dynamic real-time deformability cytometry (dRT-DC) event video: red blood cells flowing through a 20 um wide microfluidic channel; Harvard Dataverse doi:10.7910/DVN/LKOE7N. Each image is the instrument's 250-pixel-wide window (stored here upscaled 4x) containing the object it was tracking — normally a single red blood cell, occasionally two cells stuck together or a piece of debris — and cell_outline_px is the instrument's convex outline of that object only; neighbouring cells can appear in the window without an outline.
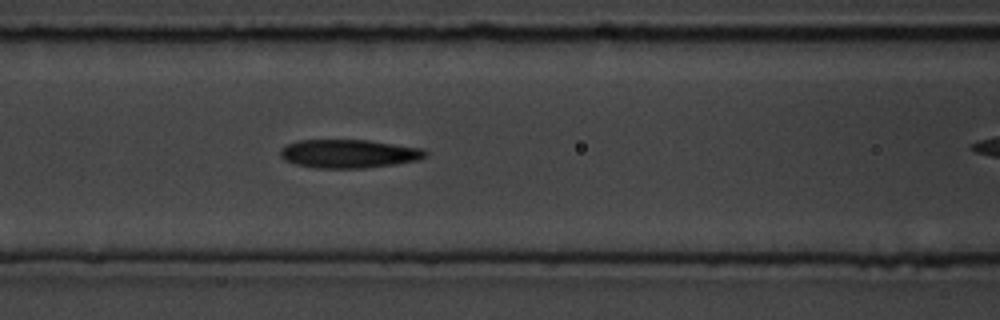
{"species": "common noctule bat (a hibernating species)", "species_latin": "Nyctalus noctula", "temperature_condition": "room temperature", "stored_images_in_passage": 31, "camera_frame_rate_fps": 3000, "um_per_image_px": 0.085, "animal": {"sex": "male", "body_mass_g": 19.5, "forearm_length_mm": 54.6}, "frame": {"image": 1, "passage_image": 10, "time_ms": 3.0, "image_size_px": [1000, 320], "cell_outline_px": [[428, 156], [420, 160], [396, 164], [364, 168], [316, 168], [296, 164], [284, 160], [280, 156], [280, 148], [288, 144], [300, 140], [368, 140], [424, 148], [428, 152]], "centroid_in_image_um": [29.7, 13.06], "position_along_channel_um": 136.9, "area_um2": 24.33}}